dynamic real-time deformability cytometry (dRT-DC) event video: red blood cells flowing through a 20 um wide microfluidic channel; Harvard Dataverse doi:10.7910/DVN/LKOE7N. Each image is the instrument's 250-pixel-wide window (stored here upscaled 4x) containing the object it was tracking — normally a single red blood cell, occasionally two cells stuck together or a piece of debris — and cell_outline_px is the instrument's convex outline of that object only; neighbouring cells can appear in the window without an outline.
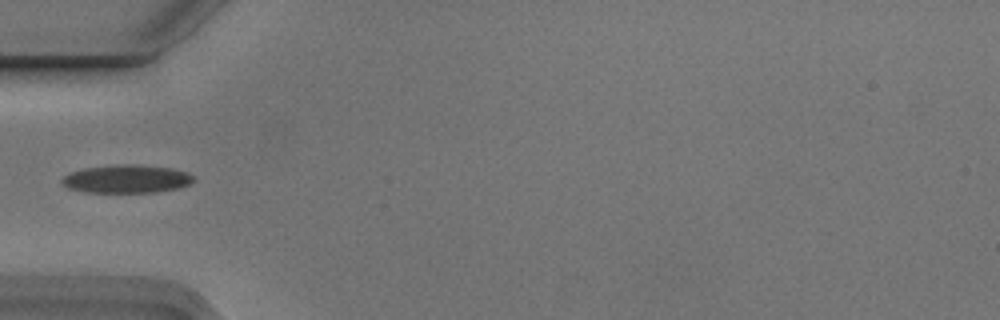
{"species": "Egyptian fruit bat (a non-hibernating species)", "species_latin": "Rousettus aegyptiacus", "temperature_condition": "cold", "stored_images_in_passage": 5, "camera_frame_rate_fps": 3000, "um_per_image_px": 0.085, "animal": {"sex": "male"}, "frame": {"image": 1, "passage_image": 4, "time_ms": 1.0, "image_size_px": [1000, 320], "cell_outline_px": [[196, 180], [180, 188], [156, 192], [84, 192], [68, 188], [60, 184], [60, 180], [64, 176], [72, 172], [84, 168], [124, 164], [132, 164], [172, 168], [188, 172], [196, 176]], "centroid_in_image_um": [10.79, 15.21], "position_along_channel_um": 74.2, "area_um2": 21.73}}
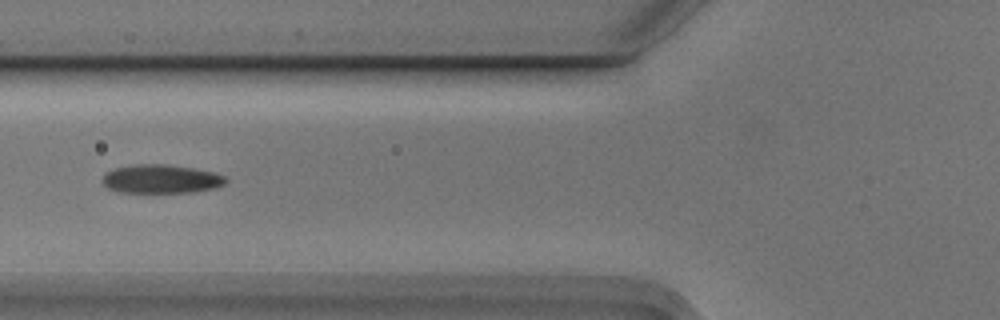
{"frame": {"image": 2, "passage_image": 5, "time_ms": 1.333, "image_size_px": [1000, 320], "cell_outline_px": [[228, 180], [224, 184], [216, 188], [196, 192], [116, 192], [108, 188], [100, 180], [108, 172], [116, 168], [136, 164], [164, 164], [192, 168], [212, 172], [224, 176]], "centroid_in_image_um": [13.7, 15.22], "position_along_channel_um": 112.1, "area_um2": 20.52}}